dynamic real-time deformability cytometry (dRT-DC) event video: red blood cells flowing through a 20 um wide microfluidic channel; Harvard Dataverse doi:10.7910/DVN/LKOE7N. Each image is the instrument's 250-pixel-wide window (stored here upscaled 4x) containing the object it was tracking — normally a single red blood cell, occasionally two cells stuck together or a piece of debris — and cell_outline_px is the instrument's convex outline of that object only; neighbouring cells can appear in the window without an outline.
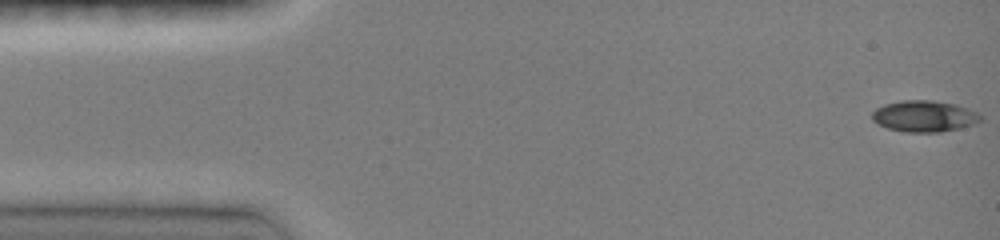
{"species": "common noctule bat (a hibernating species)", "species_latin": "Nyctalus noctula", "temperature_condition": "room temperature", "stored_images_in_passage": 50, "camera_frame_rate_fps": 3000, "um_per_image_px": 0.085, "animal": {"sex": "female", "body_mass_g": 19.0, "forearm_length_mm": 51.5}, "frame": {"image": 1, "passage_image": 1, "time_ms": 0.0, "image_size_px": [1000, 240], "cell_outline_px": [[980, 120], [972, 124], [960, 128], [940, 132], [904, 132], [888, 128], [872, 120], [872, 112], [876, 108], [884, 104], [904, 100], [932, 100], [956, 104], [968, 108], [976, 112], [980, 116]], "centroid_in_image_um": [78.54, 9.87], "position_along_channel_um": 6.5, "area_um2": 19.65}}
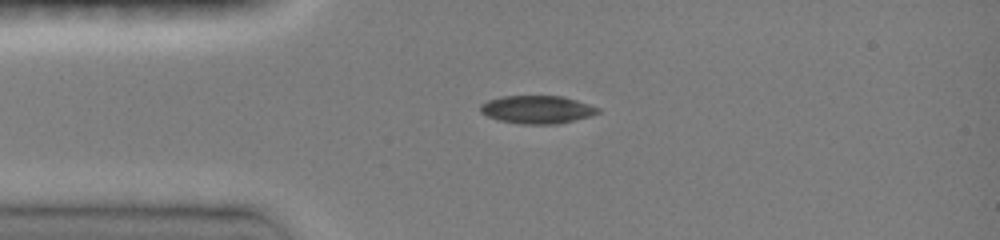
{"frame": {"image": 2, "passage_image": 14, "time_ms": 3.333, "image_size_px": [1000, 240], "cell_outline_px": [[600, 112], [592, 116], [556, 124], [520, 124], [500, 120], [488, 116], [480, 112], [480, 104], [488, 100], [504, 96], [564, 96], [600, 108]], "centroid_in_image_um": [45.67, 9.31], "position_along_channel_um": 39.3, "area_um2": 19.13}}
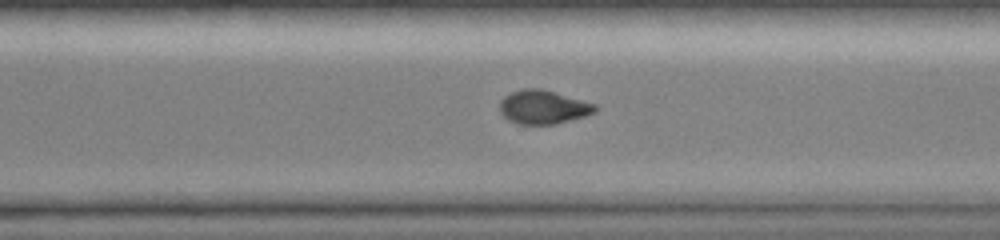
{"frame": {"image": 3, "passage_image": 46, "time_ms": 10.667, "image_size_px": [1000, 240], "cell_outline_px": [[596, 112], [584, 116], [556, 124], [520, 124], [508, 120], [500, 112], [500, 100], [504, 96], [512, 92], [524, 88], [540, 88], [596, 104]], "centroid_in_image_um": [46.15, 9.1], "position_along_channel_um": 324.4, "area_um2": 18.61}}